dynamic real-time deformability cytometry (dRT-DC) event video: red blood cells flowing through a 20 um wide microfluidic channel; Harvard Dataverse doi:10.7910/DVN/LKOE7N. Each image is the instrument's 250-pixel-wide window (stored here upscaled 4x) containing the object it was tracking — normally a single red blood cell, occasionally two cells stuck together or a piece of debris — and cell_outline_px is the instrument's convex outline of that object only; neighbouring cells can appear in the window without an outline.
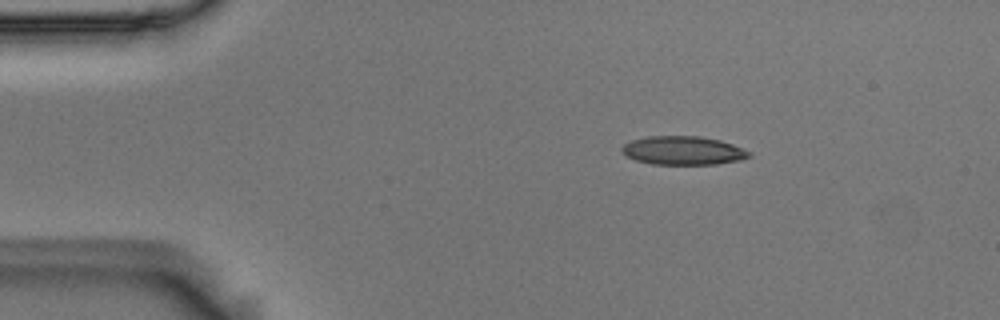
{"species": "Egyptian fruit bat (a non-hibernating species)", "species_latin": "Rousettus aegyptiacus", "temperature_condition": "room temperature", "stored_images_in_passage": 4, "camera_frame_rate_fps": 3000, "um_per_image_px": 0.085, "animal": {"sex": "male"}, "frame": {"image": 1, "passage_image": 2, "time_ms": 0.333, "image_size_px": [1000, 320], "cell_outline_px": [[752, 156], [740, 160], [716, 164], [652, 164], [636, 160], [624, 156], [620, 148], [624, 144], [632, 140], [648, 136], [700, 136], [720, 140], [744, 148], [752, 152]], "centroid_in_image_um": [58.07, 12.79], "position_along_channel_um": 26.9, "area_um2": 21.39}}
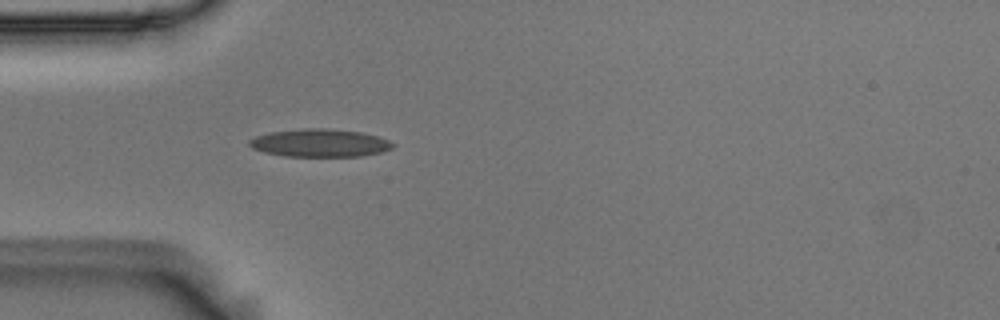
{"frame": {"image": 2, "passage_image": 4, "time_ms": 1.0, "image_size_px": [1000, 320], "cell_outline_px": [[396, 144], [392, 148], [380, 152], [360, 156], [284, 156], [264, 152], [252, 148], [248, 144], [248, 140], [256, 136], [268, 132], [304, 128], [324, 128], [360, 132], [376, 136], [388, 140]], "centroid_in_image_um": [27.15, 12.15], "position_along_channel_um": 57.9, "area_um2": 23.24}}